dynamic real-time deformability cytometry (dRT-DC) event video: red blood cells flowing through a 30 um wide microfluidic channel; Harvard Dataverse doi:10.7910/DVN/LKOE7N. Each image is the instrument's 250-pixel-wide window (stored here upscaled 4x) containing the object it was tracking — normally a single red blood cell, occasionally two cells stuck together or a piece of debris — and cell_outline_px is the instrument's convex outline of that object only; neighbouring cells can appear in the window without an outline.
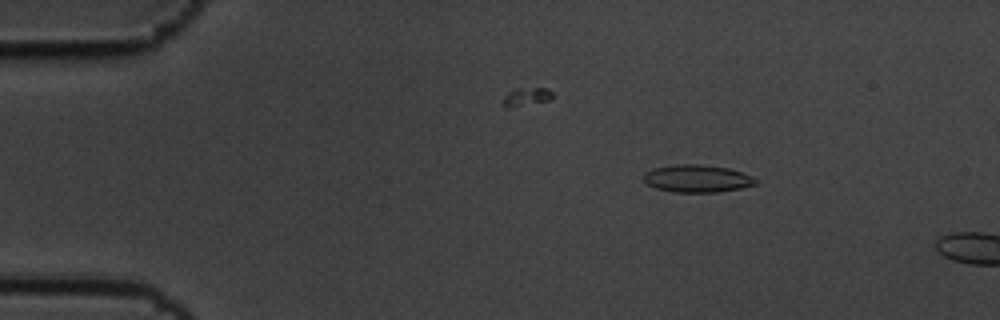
{"species": "common noctule bat (a hibernating species)", "species_latin": "Nyctalus noctula", "temperature_condition": "cold", "stored_images_in_passage": 12, "camera_frame_rate_fps": 3000, "um_per_image_px": 0.085, "animal": {"sex": "male", "body_mass_g": 19.5, "forearm_length_mm": 54.6}, "frame": {"image": 1, "passage_image": 9, "time_ms": 2.667, "image_size_px": [1000, 320], "cell_outline_px": [[756, 184], [740, 188], [716, 192], [672, 192], [656, 188], [648, 184], [644, 180], [644, 172], [656, 168], [676, 164], [700, 164], [728, 168], [752, 176], [756, 180]], "centroid_in_image_um": [59.24, 15.18], "position_along_channel_um": 25.8, "area_um2": 17.74}}